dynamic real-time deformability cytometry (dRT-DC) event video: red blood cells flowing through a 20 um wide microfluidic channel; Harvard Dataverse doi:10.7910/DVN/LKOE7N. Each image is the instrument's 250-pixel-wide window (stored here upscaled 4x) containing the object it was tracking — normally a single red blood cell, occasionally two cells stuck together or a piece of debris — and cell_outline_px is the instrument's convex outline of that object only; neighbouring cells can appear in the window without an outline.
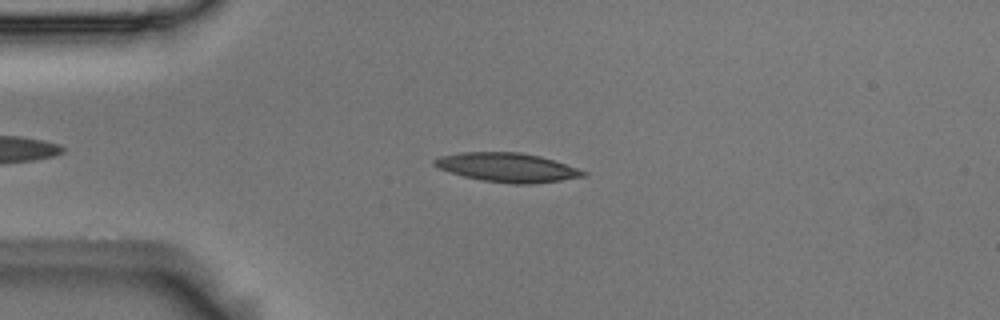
{"species": "Egyptian fruit bat (a non-hibernating species)", "species_latin": "Rousettus aegyptiacus", "temperature_condition": "room temperature", "stored_images_in_passage": 49, "camera_frame_rate_fps": 3000, "um_per_image_px": 0.085, "animal": {"sex": "male"}, "frame": {"image": 1, "passage_image": 12, "time_ms": 3.667, "image_size_px": [1000, 320], "cell_outline_px": [[588, 172], [584, 176], [560, 180], [532, 184], [512, 184], [484, 180], [464, 176], [440, 168], [432, 164], [432, 160], [440, 156], [460, 152], [520, 152], [540, 156]], "centroid_in_image_um": [43.1, 14.22], "position_along_channel_um": 41.9, "area_um2": 24.85}}
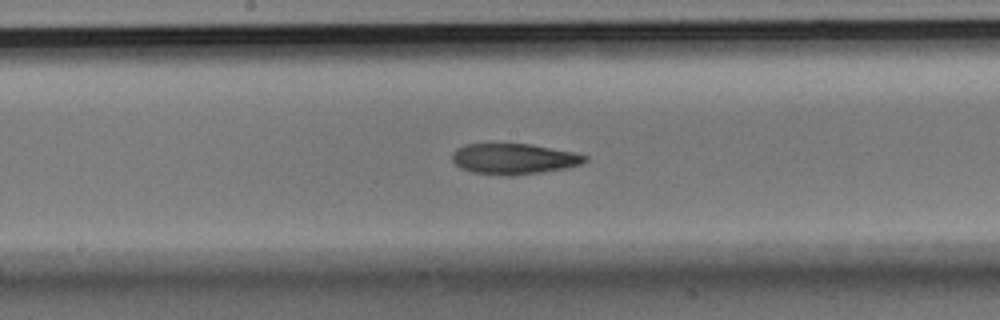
{"frame": {"image": 2, "passage_image": 27, "time_ms": 8.667, "image_size_px": [1000, 320], "cell_outline_px": [[588, 160], [580, 164], [564, 168], [540, 172], [512, 176], [500, 176], [472, 172], [460, 168], [452, 160], [452, 152], [456, 148], [464, 144], [532, 144], [572, 152], [588, 156]], "centroid_in_image_um": [43.63, 13.5], "position_along_channel_um": 204.6, "area_um2": 23.81}}
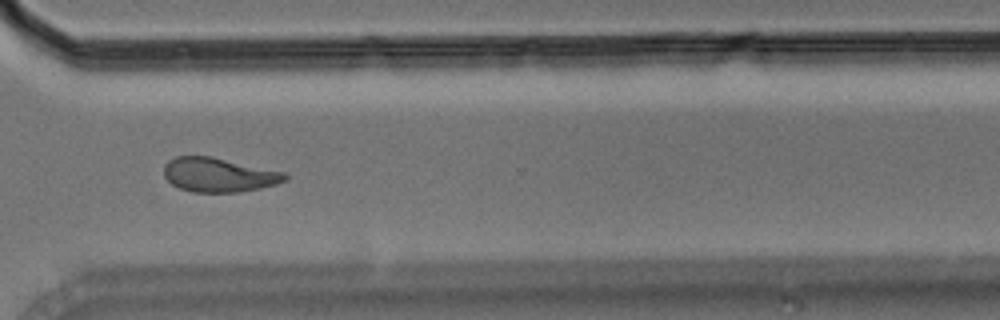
{"frame": {"image": 3, "passage_image": 39, "time_ms": 12.667, "image_size_px": [1000, 320], "cell_outline_px": [[288, 176], [284, 180], [276, 184], [260, 188], [240, 192], [192, 192], [180, 188], [172, 184], [164, 176], [164, 164], [168, 160], [176, 156], [212, 156], [284, 172]], "centroid_in_image_um": [18.56, 14.86], "position_along_channel_um": 352.0, "area_um2": 24.1}, "authors_computed_cell_mechanics": {"area_um2": 24.0448, "velocity_mm_per_s": 3.6991, "shape_relaxation_time_tau1_ms": null, "shape_relaxation_time_tau2_ms": 4.2823, "deformation_change_tau1": null, "deformation_change_tau2": 0.123}}